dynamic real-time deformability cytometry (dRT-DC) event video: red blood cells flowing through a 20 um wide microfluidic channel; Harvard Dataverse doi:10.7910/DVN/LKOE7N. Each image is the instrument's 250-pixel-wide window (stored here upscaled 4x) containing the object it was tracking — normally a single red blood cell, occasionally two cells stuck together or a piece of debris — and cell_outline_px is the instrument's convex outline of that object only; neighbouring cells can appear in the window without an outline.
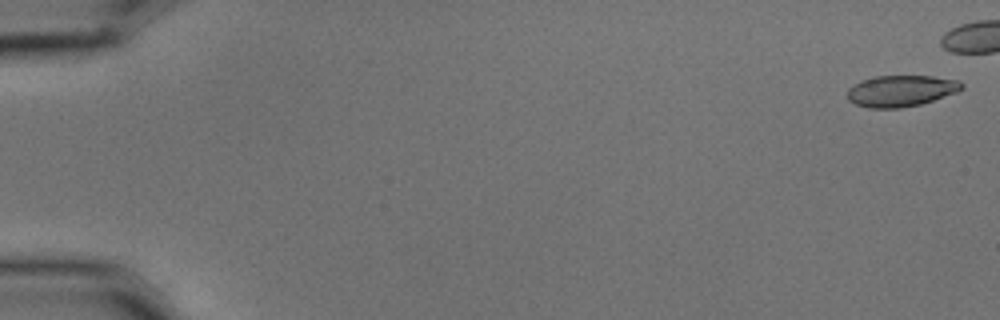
{"species": "common noctule bat (a hibernating species)", "species_latin": "Nyctalus noctula", "temperature_condition": "cold", "stored_images_in_passage": 6, "camera_frame_rate_fps": 3000, "um_per_image_px": 0.085, "animal": {"sex": "male", "body_mass_g": 15.6}, "frame": {"image": 1, "passage_image": 1, "time_ms": 0.0, "image_size_px": [1000, 320], "cell_outline_px": [[964, 88], [956, 92], [920, 104], [900, 108], [868, 108], [856, 104], [848, 100], [848, 88], [864, 80], [876, 76], [932, 76], [960, 80], [964, 84]], "centroid_in_image_um": [76.61, 7.72], "position_along_channel_um": 8.4, "area_um2": 20.69}}
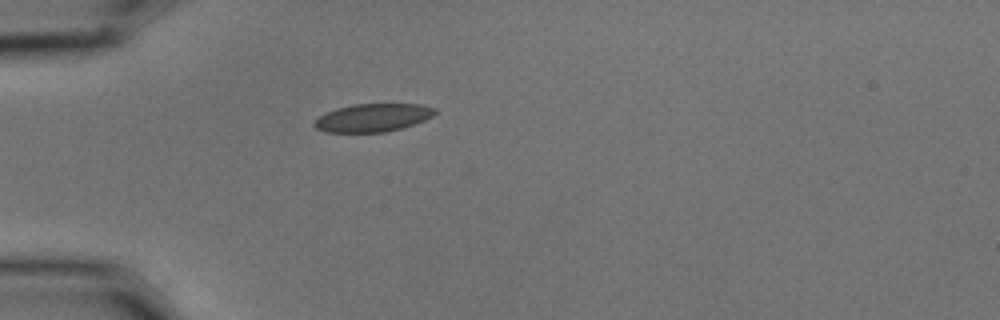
{"frame": {"image": 2, "passage_image": 6, "time_ms": 1.667, "image_size_px": [1000, 320], "cell_outline_px": [[436, 112], [432, 116], [424, 120], [400, 128], [384, 132], [328, 132], [316, 128], [312, 124], [320, 116], [336, 108], [352, 104], [424, 104], [436, 108]], "centroid_in_image_um": [31.7, 9.99], "position_along_channel_um": 53.3, "area_um2": 19.54}}